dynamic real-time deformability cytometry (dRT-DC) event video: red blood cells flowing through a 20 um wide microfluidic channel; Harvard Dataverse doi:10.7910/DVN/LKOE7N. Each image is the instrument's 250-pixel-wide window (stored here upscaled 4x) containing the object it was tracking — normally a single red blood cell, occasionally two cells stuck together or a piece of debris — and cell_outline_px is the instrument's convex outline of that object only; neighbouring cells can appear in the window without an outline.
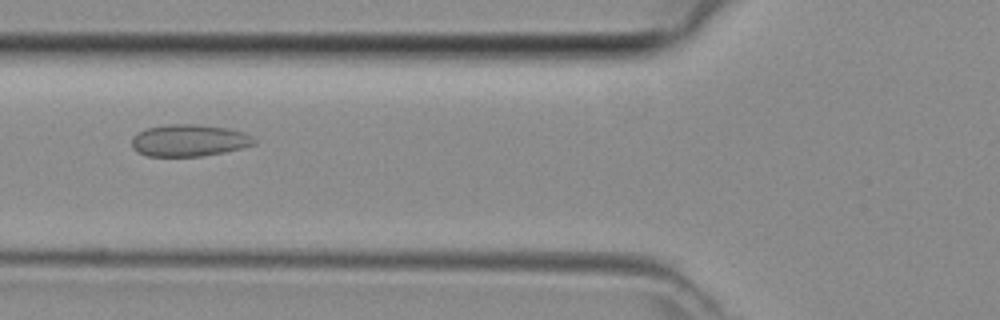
{"species": "common noctule bat (a hibernating species)", "species_latin": "Nyctalus noctula", "temperature_condition": "room temperature", "stored_images_in_passage": 46, "camera_frame_rate_fps": 3000, "um_per_image_px": 0.085, "animal": {"sex": "female", "body_mass_g": 29.2, "forearm_length_mm": 56.3}, "frame": {"image": 1, "passage_image": 17, "time_ms": 5.333, "image_size_px": [1000, 320], "cell_outline_px": [[256, 144], [224, 152], [200, 156], [148, 156], [136, 152], [132, 148], [132, 136], [148, 128], [168, 124], [192, 124], [228, 128], [244, 132], [252, 136], [256, 140]], "centroid_in_image_um": [16.07, 11.94], "position_along_channel_um": 109.7, "area_um2": 22.72}}
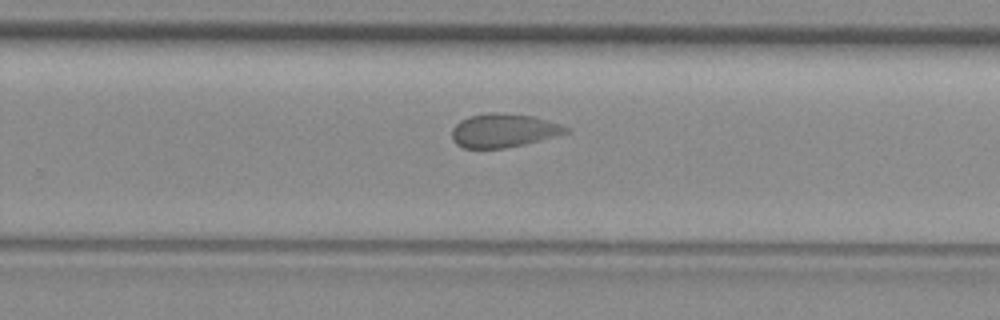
{"frame": {"image": 2, "passage_image": 29, "time_ms": 9.333, "image_size_px": [1000, 320], "cell_outline_px": [[572, 132], [524, 144], [504, 148], [464, 148], [456, 144], [452, 140], [452, 128], [460, 120], [468, 116], [488, 112], [496, 112], [532, 116], [560, 124], [572, 128]], "centroid_in_image_um": [42.81, 11.09], "position_along_channel_um": 287.0, "area_um2": 22.48}}
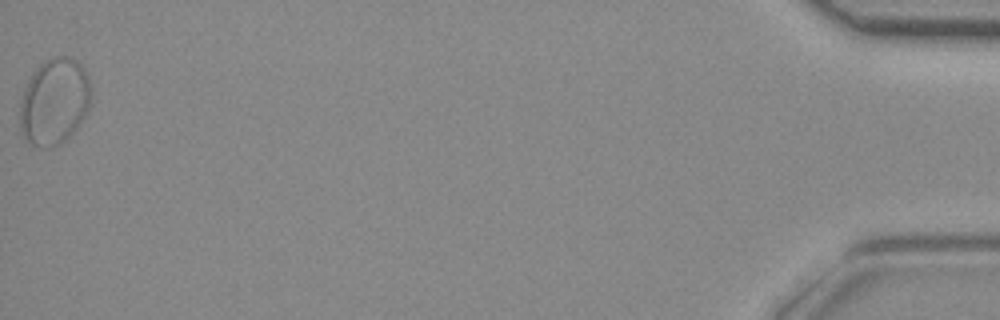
{"frame": {"image": 3, "passage_image": 46, "time_ms": 15.0, "image_size_px": [1000, 320], "cell_outline_px": [[88, 108], [84, 116], [72, 132], [60, 144], [48, 148], [32, 144], [24, 136], [20, 128], [20, 100], [24, 88], [28, 80], [36, 68], [40, 64], [56, 56], [68, 56], [76, 60], [80, 64], [88, 76]], "centroid_in_image_um": [4.57, 8.62], "position_along_channel_um": 430.6, "area_um2": 35.08}}